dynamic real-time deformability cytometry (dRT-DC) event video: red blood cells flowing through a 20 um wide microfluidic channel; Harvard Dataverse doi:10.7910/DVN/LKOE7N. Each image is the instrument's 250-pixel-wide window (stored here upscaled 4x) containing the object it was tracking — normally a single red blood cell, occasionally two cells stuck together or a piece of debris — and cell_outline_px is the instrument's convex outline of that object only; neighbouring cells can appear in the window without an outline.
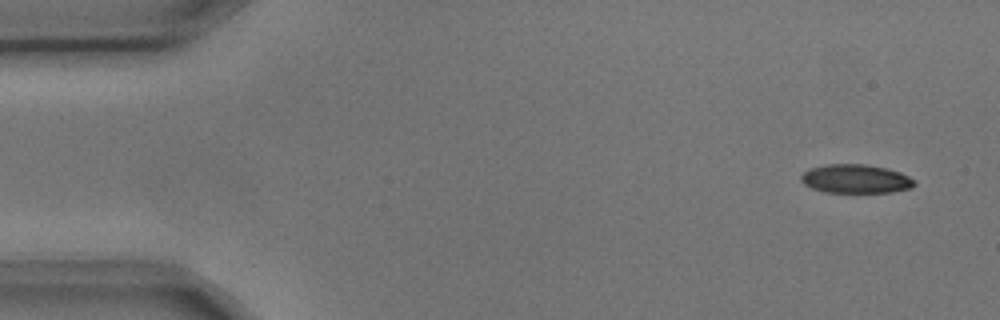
{"species": "common noctule bat (a hibernating species)", "species_latin": "Nyctalus noctula", "temperature_condition": "cold", "stored_images_in_passage": 5, "camera_frame_rate_fps": 3000, "um_per_image_px": 0.085, "animal": {"sex": "male", "body_mass_g": 17.9, "forearm_length_mm": 54.2}, "frame": {"image": 1, "passage_image": 1, "time_ms": 0.0, "image_size_px": [1000, 320], "cell_outline_px": [[916, 184], [912, 188], [892, 192], [824, 192], [812, 188], [804, 184], [800, 180], [800, 176], [808, 168], [828, 164], [864, 164], [888, 168], [900, 172], [916, 180]], "centroid_in_image_um": [72.74, 15.2], "position_along_channel_um": 12.3, "area_um2": 19.19}}
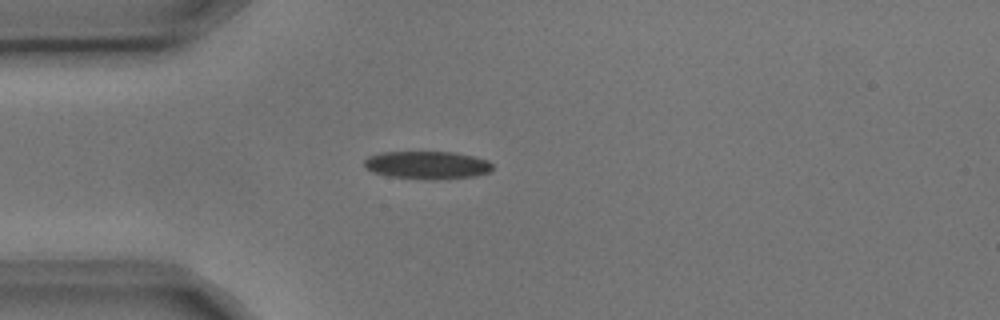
{"frame": {"image": 2, "passage_image": 4, "time_ms": 1.0, "image_size_px": [1000, 320], "cell_outline_px": [[492, 168], [488, 172], [476, 176], [436, 180], [388, 176], [372, 172], [364, 164], [364, 160], [368, 156], [380, 152], [456, 152], [488, 160], [492, 164]], "centroid_in_image_um": [36.31, 14.03], "position_along_channel_um": 48.7, "area_um2": 20.87}}